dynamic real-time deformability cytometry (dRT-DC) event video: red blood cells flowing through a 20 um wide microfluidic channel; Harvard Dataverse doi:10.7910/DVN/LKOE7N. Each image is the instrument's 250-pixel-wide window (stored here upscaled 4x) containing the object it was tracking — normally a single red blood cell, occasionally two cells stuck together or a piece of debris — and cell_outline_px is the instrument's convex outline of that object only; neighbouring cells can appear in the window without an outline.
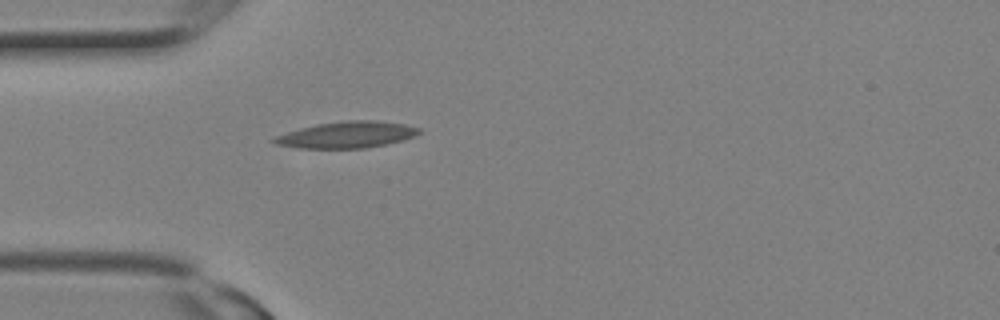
{"species": "Egyptian fruit bat (a non-hibernating species)", "species_latin": "Rousettus aegyptiacus", "temperature_condition": "room temperature", "stored_images_in_passage": 1, "camera_frame_rate_fps": 3000, "um_per_image_px": 0.085, "animal": {"sex": "female"}, "frame": {"image": 1, "passage_image": 1, "time_ms": 0.0, "image_size_px": [1000, 320], "cell_outline_px": [[420, 132], [416, 136], [384, 144], [364, 148], [300, 148], [276, 144], [268, 140], [276, 136], [300, 128], [316, 124], [344, 120], [376, 120], [404, 124], [420, 128]], "centroid_in_image_um": [29.46, 11.44], "position_along_channel_um": 55.5, "area_um2": 22.2}}